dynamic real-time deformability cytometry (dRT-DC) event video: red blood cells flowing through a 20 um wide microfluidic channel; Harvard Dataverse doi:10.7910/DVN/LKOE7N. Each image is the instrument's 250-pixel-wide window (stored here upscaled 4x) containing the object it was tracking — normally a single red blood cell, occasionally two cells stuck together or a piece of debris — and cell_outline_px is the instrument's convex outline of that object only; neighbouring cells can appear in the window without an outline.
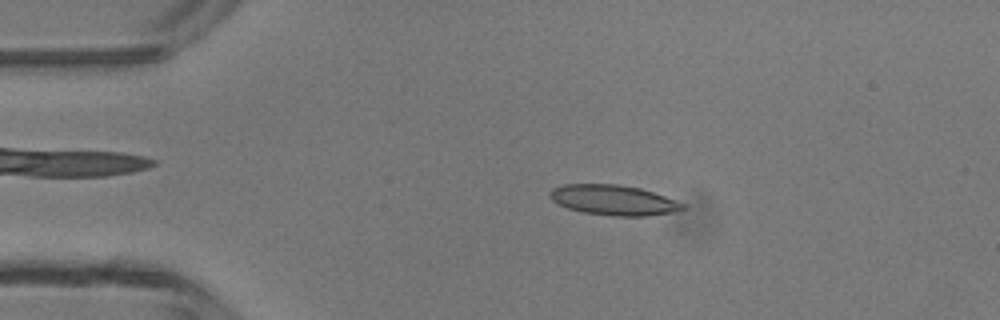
{"species": "common noctule bat (a hibernating species)", "species_latin": "Nyctalus noctula", "temperature_condition": "room temperature", "stored_images_in_passage": 4, "camera_frame_rate_fps": 3000, "um_per_image_px": 0.085, "animal": {"sex": "male", "body_mass_g": 13.3}, "frame": {"image": 1, "passage_image": 3, "time_ms": 2.333, "image_size_px": [1000, 320], "cell_outline_px": [[684, 208], [680, 212], [648, 216], [612, 216], [584, 212], [568, 208], [552, 200], [548, 196], [548, 192], [552, 188], [564, 184], [616, 184], [640, 188], [676, 200], [684, 204]], "centroid_in_image_um": [52.16, 17.01], "position_along_channel_um": 32.8, "area_um2": 23.47}}